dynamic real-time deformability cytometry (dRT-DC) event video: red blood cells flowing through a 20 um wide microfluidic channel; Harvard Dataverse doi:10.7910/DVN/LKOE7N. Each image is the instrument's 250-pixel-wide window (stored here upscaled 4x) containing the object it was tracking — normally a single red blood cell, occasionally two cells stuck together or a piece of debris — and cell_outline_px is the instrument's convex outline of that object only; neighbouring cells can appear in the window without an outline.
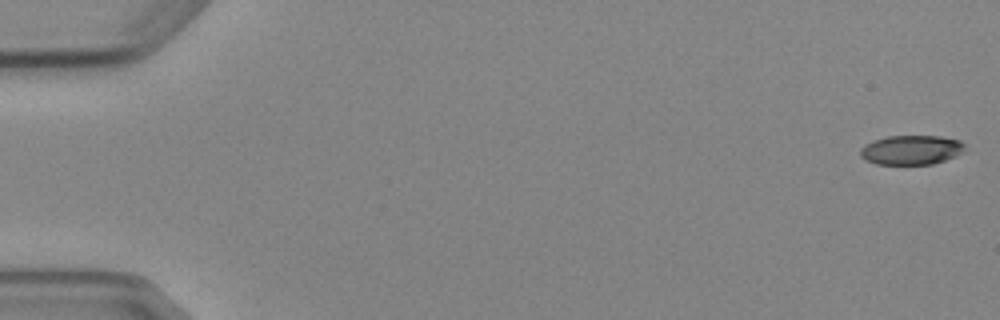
{"species": "Egyptian fruit bat (a non-hibernating species)", "species_latin": "Rousettus aegyptiacus", "temperature_condition": "cold", "stored_images_in_passage": 8, "camera_frame_rate_fps": 3000, "um_per_image_px": 0.085, "animal": {"sex": "female"}, "frame": {"image": 1, "passage_image": 1, "time_ms": 0.0, "image_size_px": [1000, 320], "cell_outline_px": [[964, 148], [956, 156], [932, 164], [876, 164], [864, 160], [860, 156], [860, 148], [864, 144], [872, 140], [888, 136], [940, 136], [960, 140], [964, 144]], "centroid_in_image_um": [77.4, 12.74], "position_along_channel_um": 7.6, "area_um2": 17.98}}
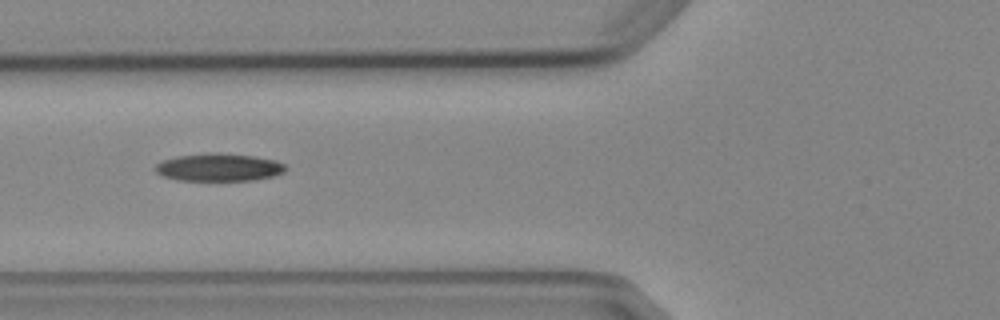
{"frame": {"image": 2, "passage_image": 7, "time_ms": 6.667, "image_size_px": [1000, 320], "cell_outline_px": [[288, 168], [284, 172], [272, 176], [252, 180], [180, 180], [164, 176], [156, 172], [156, 164], [164, 160], [176, 156], [208, 152], [216, 152], [252, 156], [276, 160], [284, 164]], "centroid_in_image_um": [18.62, 14.21], "position_along_channel_um": 107.2, "area_um2": 20.92}}
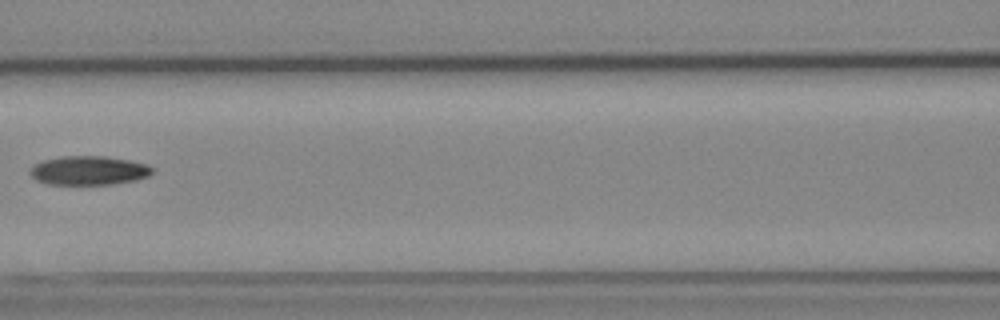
{"frame": {"image": 3, "passage_image": 8, "time_ms": 8.0, "image_size_px": [1000, 320], "cell_outline_px": [[156, 168], [148, 176], [136, 180], [112, 184], [48, 184], [36, 180], [28, 172], [32, 164], [44, 160], [64, 156], [104, 156], [128, 160], [148, 164]], "centroid_in_image_um": [7.55, 14.49], "position_along_channel_um": 159.1, "area_um2": 20.75}}